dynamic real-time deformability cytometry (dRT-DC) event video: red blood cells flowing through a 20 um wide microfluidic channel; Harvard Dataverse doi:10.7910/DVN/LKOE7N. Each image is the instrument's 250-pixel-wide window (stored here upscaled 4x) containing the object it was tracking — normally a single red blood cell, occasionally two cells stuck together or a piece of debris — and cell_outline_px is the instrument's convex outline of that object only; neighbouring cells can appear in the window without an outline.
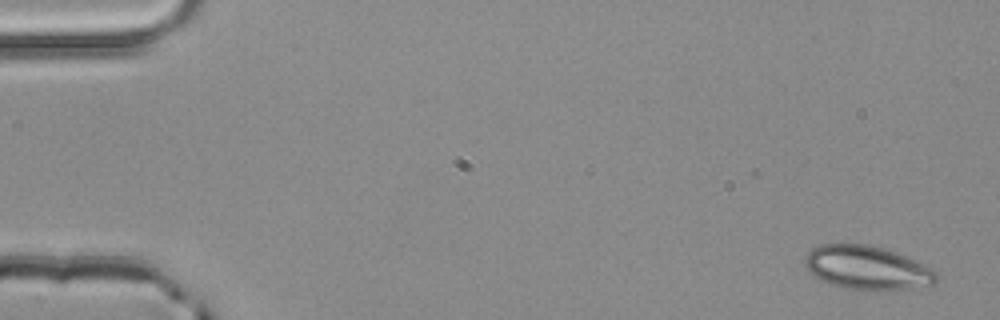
{"species": "common noctule bat (a hibernating species)", "species_latin": "Nyctalus noctula", "temperature_condition": "room temperature", "stored_images_in_passage": 3, "camera_frame_rate_fps": 3000, "um_per_image_px": 0.085, "animal": {"sex": "male", "body_mass_g": 20.4}, "frame": {"image": 1, "passage_image": 1, "time_ms": 0.0, "image_size_px": [1000, 320], "cell_outline_px": [[940, 280], [932, 284], [912, 288], [848, 288], [832, 284], [820, 280], [804, 268], [804, 256], [812, 248], [820, 244], [872, 244], [896, 252], [924, 264], [940, 272]], "centroid_in_image_um": [73.71, 22.72], "position_along_channel_um": 11.3, "area_um2": 33.35}}